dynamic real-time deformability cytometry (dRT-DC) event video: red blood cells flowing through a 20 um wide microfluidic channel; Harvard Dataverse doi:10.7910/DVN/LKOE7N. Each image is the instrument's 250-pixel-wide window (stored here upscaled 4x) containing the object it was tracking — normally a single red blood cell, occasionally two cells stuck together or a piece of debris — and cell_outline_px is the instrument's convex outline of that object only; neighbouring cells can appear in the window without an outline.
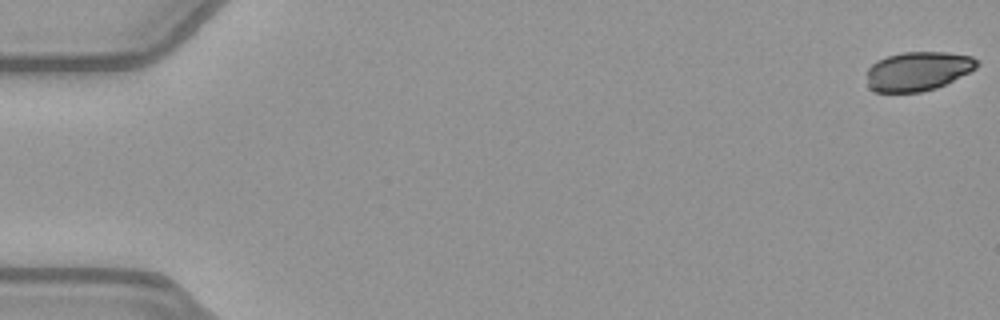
{"species": "common noctule bat (a hibernating species)", "species_latin": "Nyctalus noctula", "temperature_condition": "warm", "stored_images_in_passage": 52, "camera_frame_rate_fps": 3000, "um_per_image_px": 0.085, "animal": {"sex": "female", "body_mass_g": 21.9}, "frame": {"image": 1, "passage_image": 1, "time_ms": 0.0, "image_size_px": [1000, 320], "cell_outline_px": [[980, 64], [976, 68], [936, 88], [920, 92], [872, 92], [868, 88], [868, 68], [876, 60], [888, 56], [904, 52], [944, 52], [972, 56]], "centroid_in_image_um": [77.99, 6.05], "position_along_channel_um": 7.0, "area_um2": 24.97}}
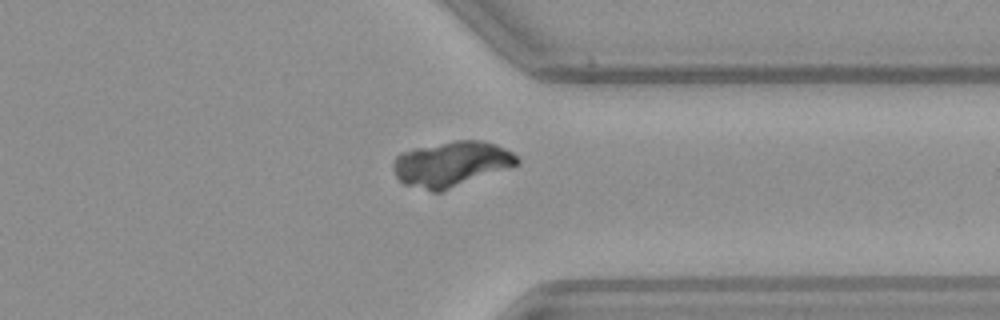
{"frame": {"image": 2, "passage_image": 41, "time_ms": 13.333, "image_size_px": [1000, 320], "cell_outline_px": [[520, 164], [444, 192], [432, 192], [404, 184], [396, 176], [392, 168], [392, 164], [396, 156], [400, 152], [412, 148], [456, 140], [480, 140], [496, 144], [512, 152], [520, 160]], "centroid_in_image_um": [38.36, 13.95], "position_along_channel_um": 373.0, "area_um2": 33.12}}
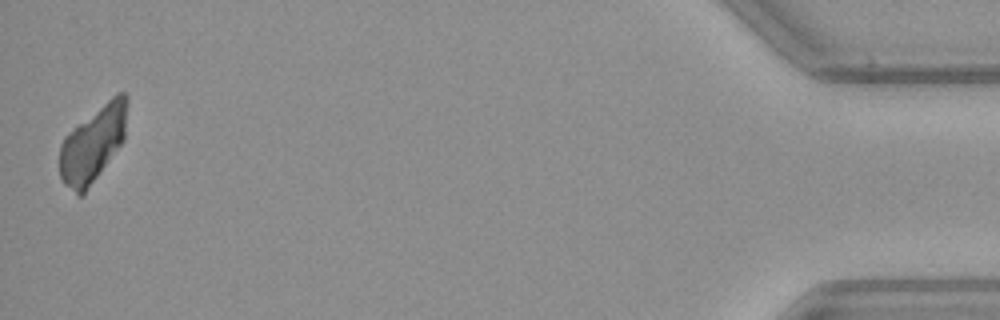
{"frame": {"image": 3, "passage_image": 52, "time_ms": 17.0, "image_size_px": [1000, 320], "cell_outline_px": [[128, 100], [124, 140], [84, 196], [76, 196], [60, 180], [60, 144], [64, 136], [116, 92], [124, 92], [128, 96]], "centroid_in_image_um": [7.9, 12.26], "position_along_channel_um": 427.3, "area_um2": 30.17}}